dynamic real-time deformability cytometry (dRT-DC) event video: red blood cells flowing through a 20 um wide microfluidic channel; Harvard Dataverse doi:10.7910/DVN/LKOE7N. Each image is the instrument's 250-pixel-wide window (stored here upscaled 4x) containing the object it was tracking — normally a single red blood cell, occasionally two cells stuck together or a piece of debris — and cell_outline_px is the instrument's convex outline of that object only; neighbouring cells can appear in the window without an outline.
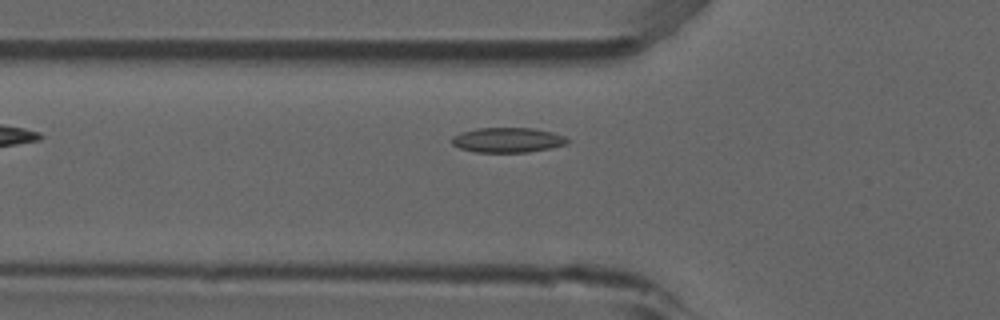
{"species": "common noctule bat (a hibernating species)", "species_latin": "Nyctalus noctula", "temperature_condition": "room temperature", "stored_images_in_passage": 38, "camera_frame_rate_fps": 3000, "um_per_image_px": 0.085, "animal": {"sex": "male", "forearm_length_mm": 52.5}, "frame": {"image": 1, "passage_image": 3, "time_ms": 0.667, "image_size_px": [1000, 320], "cell_outline_px": [[568, 140], [564, 144], [548, 148], [528, 152], [476, 152], [460, 148], [452, 144], [452, 136], [460, 132], [476, 128], [532, 128], [552, 132], [564, 136]], "centroid_in_image_um": [43.09, 11.89], "position_along_channel_um": 82.7, "area_um2": 16.59}}
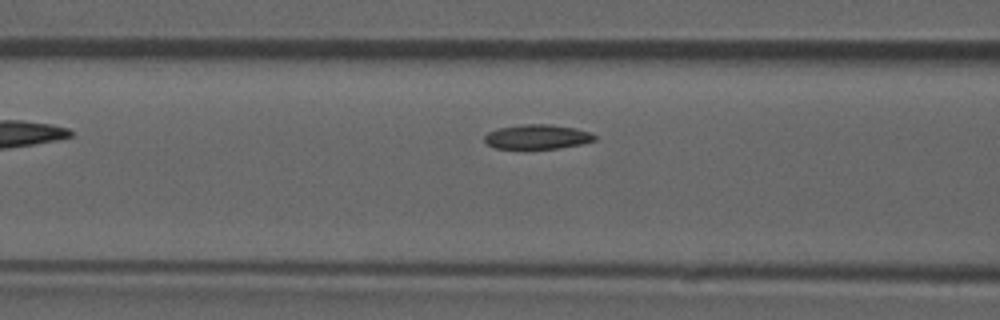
{"frame": {"image": 2, "passage_image": 6, "time_ms": 1.667, "image_size_px": [1000, 320], "cell_outline_px": [[596, 140], [580, 144], [556, 148], [496, 148], [488, 144], [484, 140], [484, 136], [488, 132], [500, 128], [524, 124], [552, 124], [576, 128], [588, 132], [596, 136]], "centroid_in_image_um": [45.68, 11.61], "position_along_channel_um": 120.9, "area_um2": 15.49}}
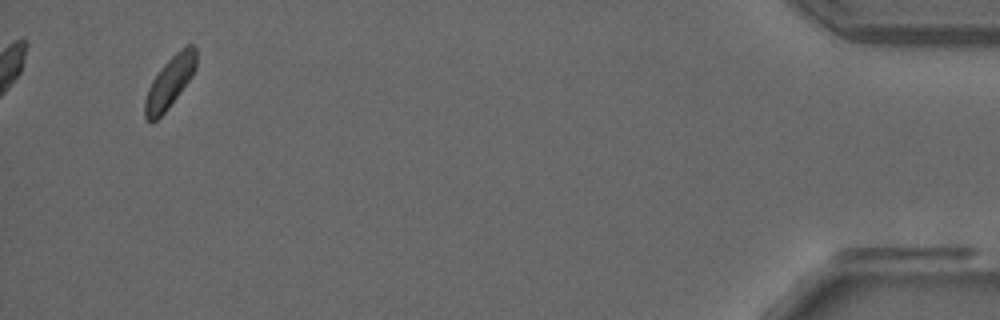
{"frame": {"image": 3, "passage_image": 36, "time_ms": 11.667, "image_size_px": [1000, 320], "cell_outline_px": [[196, 68], [192, 76], [168, 108], [156, 120], [148, 120], [144, 116], [144, 100], [148, 88], [152, 80], [160, 68], [180, 48], [188, 44], [192, 44], [196, 48]], "centroid_in_image_um": [14.43, 6.95], "position_along_channel_um": 420.8, "area_um2": 15.2}, "authors_computed_cell_mechanics": {"area_um2": 15.6638, "velocity_mm_per_s": 3.8027, "shape_relaxation_time_tau1_ms": 7.2718, "shape_relaxation_time_tau2_ms": null, "deformation_change_tau1": 0.0989, "deformation_change_tau2": null}}